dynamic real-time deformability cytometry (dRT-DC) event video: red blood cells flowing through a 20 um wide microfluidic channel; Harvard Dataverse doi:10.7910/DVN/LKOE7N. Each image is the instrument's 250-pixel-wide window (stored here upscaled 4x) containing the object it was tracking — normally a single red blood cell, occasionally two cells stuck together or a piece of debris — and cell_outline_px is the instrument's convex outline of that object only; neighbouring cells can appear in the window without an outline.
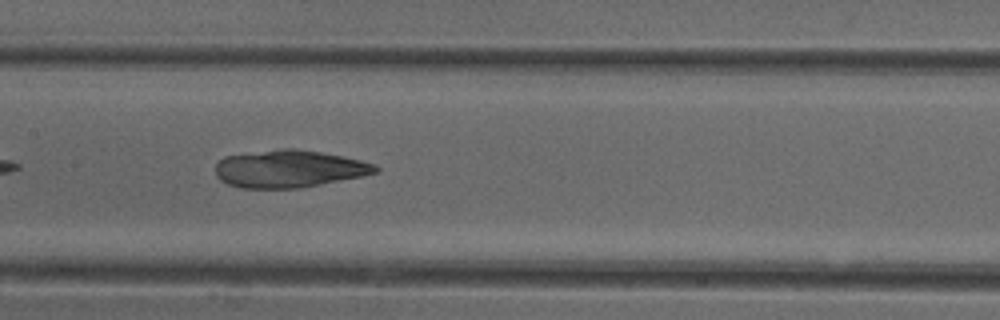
{"species": "common noctule bat (a hibernating species)", "species_latin": "Nyctalus noctula", "temperature_condition": "cold", "stored_images_in_passage": 23, "camera_frame_rate_fps": 3000, "um_per_image_px": 0.085, "animal": {"sex": "female"}, "frame": {"image": 1, "passage_image": 14, "time_ms": 4.333, "image_size_px": [1000, 320], "cell_outline_px": [[380, 172], [364, 176], [300, 188], [240, 188], [228, 184], [220, 180], [216, 176], [216, 164], [224, 156], [284, 148], [292, 148], [320, 152], [344, 156], [376, 164], [380, 168]], "centroid_in_image_um": [24.61, 14.35], "position_along_channel_um": 182.8, "area_um2": 35.03}}
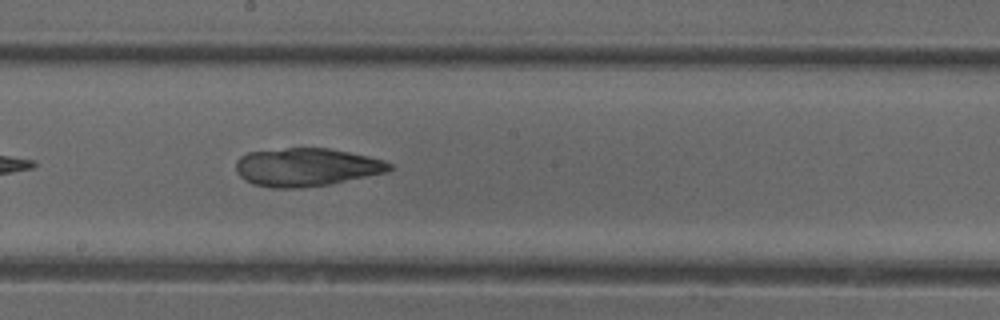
{"frame": {"image": 2, "passage_image": 17, "time_ms": 5.333, "image_size_px": [1000, 320], "cell_outline_px": [[396, 168], [388, 172], [328, 184], [300, 188], [272, 188], [252, 184], [244, 180], [236, 172], [236, 160], [240, 156], [248, 152], [288, 148], [328, 148], [368, 156], [384, 160], [392, 164]], "centroid_in_image_um": [26.04, 14.21], "position_along_channel_um": 222.2, "area_um2": 34.28}}
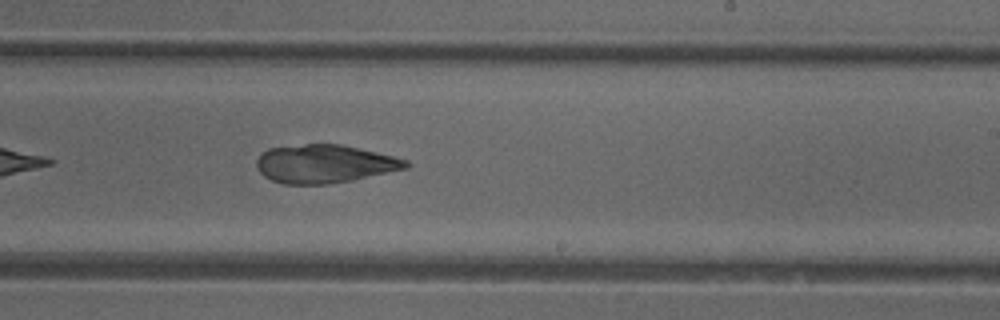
{"frame": {"image": 3, "passage_image": 20, "time_ms": 6.333, "image_size_px": [1000, 320], "cell_outline_px": [[412, 164], [408, 168], [352, 180], [328, 184], [284, 184], [272, 180], [264, 176], [256, 168], [256, 160], [268, 148], [304, 144], [340, 144], [376, 152], [408, 160]], "centroid_in_image_um": [27.59, 13.93], "position_along_channel_um": 261.4, "area_um2": 33.23}}